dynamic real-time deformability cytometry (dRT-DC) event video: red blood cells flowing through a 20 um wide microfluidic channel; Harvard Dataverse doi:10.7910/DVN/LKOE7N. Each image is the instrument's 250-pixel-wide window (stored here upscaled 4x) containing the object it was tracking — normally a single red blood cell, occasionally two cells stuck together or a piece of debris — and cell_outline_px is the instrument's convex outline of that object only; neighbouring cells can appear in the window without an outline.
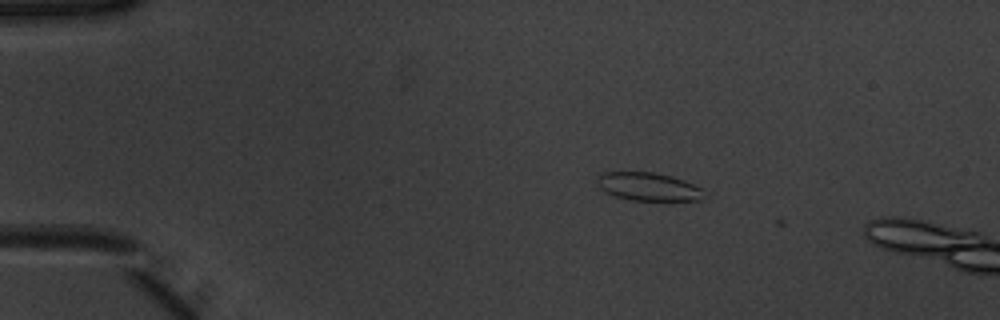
{"species": "common noctule bat (a hibernating species)", "species_latin": "Nyctalus noctula", "temperature_condition": "warm", "stored_images_in_passage": 7, "camera_frame_rate_fps": 3000, "um_per_image_px": 0.085, "animal": {"sex": "male", "body_mass_g": 20.1, "forearm_length_mm": 53.5}, "frame": {"image": 1, "passage_image": 3, "time_ms": 0.667, "image_size_px": [1000, 320], "cell_outline_px": [[704, 200], [632, 200], [616, 196], [600, 188], [596, 180], [604, 172], [652, 172], [672, 176], [684, 180], [700, 188]], "centroid_in_image_um": [55.1, 15.86], "position_along_channel_um": 29.9, "area_um2": 17.17}}